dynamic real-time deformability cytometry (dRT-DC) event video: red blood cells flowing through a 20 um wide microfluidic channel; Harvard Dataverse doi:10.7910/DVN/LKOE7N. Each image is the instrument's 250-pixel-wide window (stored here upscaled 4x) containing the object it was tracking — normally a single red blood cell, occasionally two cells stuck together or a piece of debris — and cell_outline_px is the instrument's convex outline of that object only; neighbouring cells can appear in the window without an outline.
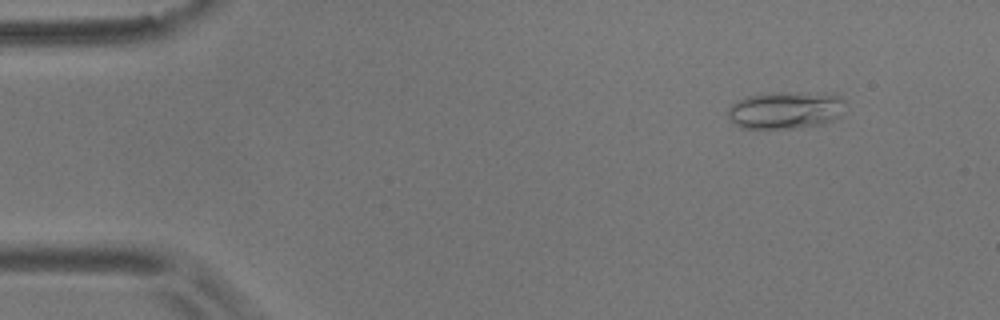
{"species": "common noctule bat (a hibernating species)", "species_latin": "Nyctalus noctula", "temperature_condition": "room temperature", "stored_images_in_passage": 53, "camera_frame_rate_fps": 3000, "um_per_image_px": 0.085, "animal": {"sex": "male", "body_mass_g": 17.9}, "frame": {"image": 1, "passage_image": 3, "time_ms": 0.667, "image_size_px": [1000, 320], "cell_outline_px": [[848, 104], [844, 116], [824, 124], [800, 128], [740, 128], [732, 124], [728, 116], [728, 108], [732, 104], [748, 96], [768, 92], [796, 92], [840, 96]], "centroid_in_image_um": [66.83, 9.37], "position_along_channel_um": 18.2, "area_um2": 26.13}}
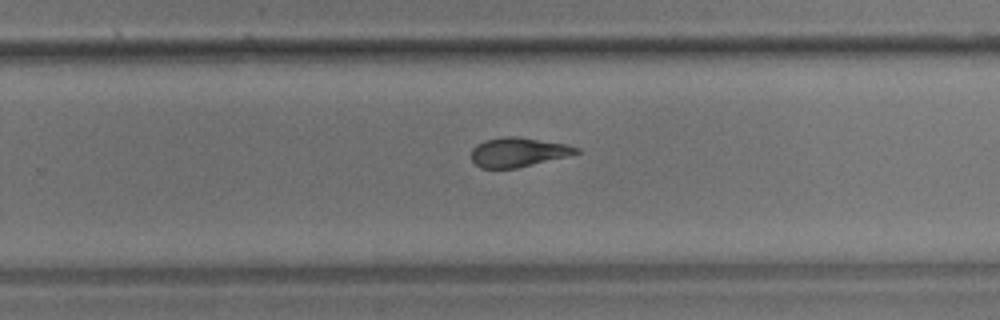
{"frame": {"image": 2, "passage_image": 33, "time_ms": 10.667, "image_size_px": [1000, 320], "cell_outline_px": [[580, 152], [568, 156], [516, 168], [480, 168], [472, 160], [472, 148], [476, 144], [484, 140], [504, 136], [516, 136], [564, 144], [580, 148]], "centroid_in_image_um": [44.02, 12.93], "position_along_channel_um": 285.8, "area_um2": 17.8}}
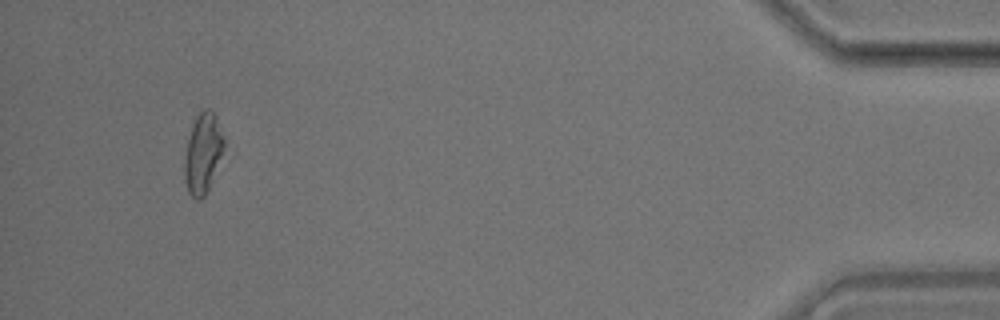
{"frame": {"image": 3, "passage_image": 50, "time_ms": 16.333, "image_size_px": [1000, 320], "cell_outline_px": [[224, 144], [220, 156], [208, 188], [204, 196], [200, 200], [196, 200], [188, 192], [184, 180], [184, 156], [192, 124], [196, 116], [204, 108], [212, 108], [216, 116], [224, 140]], "centroid_in_image_um": [17.21, 13.0], "position_along_channel_um": 418.0, "area_um2": 18.09}, "authors_computed_cell_mechanics": {"area_um2": 18.8428, "velocity_mm_per_s": 3.5649, "shape_relaxation_time_tau1_ms": 9.9468, "shape_relaxation_time_tau2_ms": 3.3267, "deformation_change_tau1": 0.2022, "deformation_change_tau2": 0.1091}}